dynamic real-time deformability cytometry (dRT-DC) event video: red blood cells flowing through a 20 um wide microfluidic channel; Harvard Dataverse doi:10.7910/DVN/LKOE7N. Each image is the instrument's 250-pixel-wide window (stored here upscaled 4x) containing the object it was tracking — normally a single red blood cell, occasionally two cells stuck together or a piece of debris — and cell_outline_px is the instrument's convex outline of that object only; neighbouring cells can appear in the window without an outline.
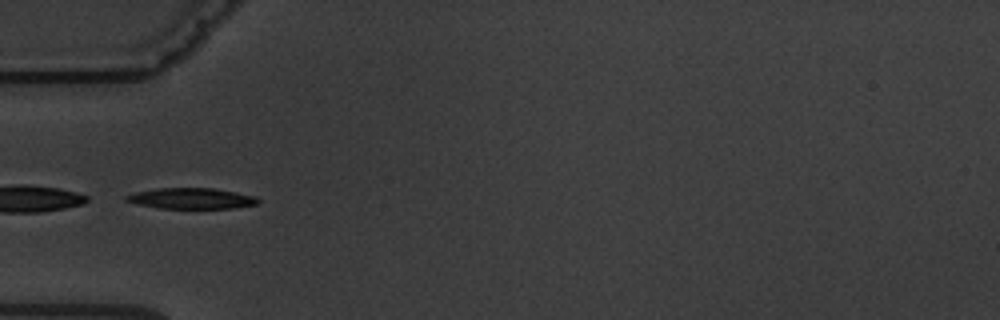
{"species": "common noctule bat (a hibernating species)", "species_latin": "Nyctalus noctula", "temperature_condition": "warm", "stored_images_in_passage": 7, "segment_of_instrument_passage": [2, 2], "camera_frame_rate_fps": 3000, "um_per_image_px": 0.085, "animal": {"sex": "male", "body_mass_g": 19.5, "forearm_length_mm": 54.6}, "frame": {"image": 1, "passage_image": 5, "time_ms": 4.667, "image_size_px": [1000, 320], "cell_outline_px": [[260, 204], [232, 208], [160, 208], [140, 204], [124, 200], [124, 196], [136, 192], [156, 188], [216, 188], [256, 196], [260, 200]], "centroid_in_image_um": [16.32, 16.86], "position_along_channel_um": 68.7, "area_um2": 16.01}}